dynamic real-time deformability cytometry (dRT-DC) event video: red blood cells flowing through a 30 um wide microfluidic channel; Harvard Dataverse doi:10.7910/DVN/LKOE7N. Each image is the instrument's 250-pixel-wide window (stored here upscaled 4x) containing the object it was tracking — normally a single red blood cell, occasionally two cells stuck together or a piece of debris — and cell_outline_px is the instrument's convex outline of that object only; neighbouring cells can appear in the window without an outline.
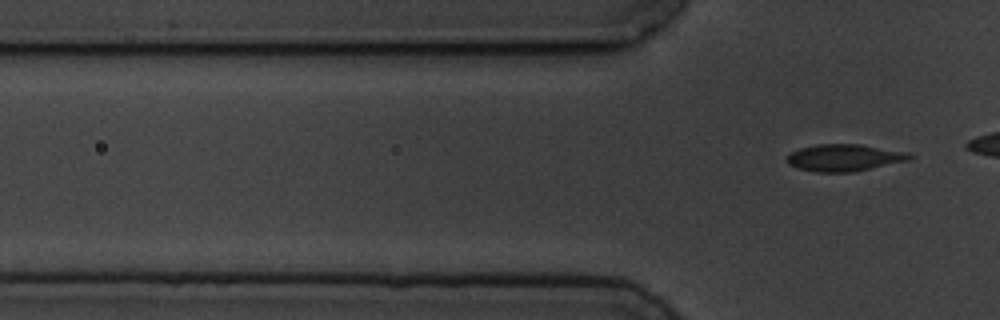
{"species": "common noctule bat (a hibernating species)", "species_latin": "Nyctalus noctula", "temperature_condition": "cold", "stored_images_in_passage": 3, "segment_of_instrument_passage": [2, 2], "camera_frame_rate_fps": 3000, "um_per_image_px": 0.085, "animal": {"sex": "male", "body_mass_g": 19.5, "forearm_length_mm": 54.6}, "frame": {"image": 1, "passage_image": 3, "time_ms": 3.667, "image_size_px": [1000, 320], "cell_outline_px": [[912, 160], [852, 172], [816, 172], [800, 168], [788, 164], [784, 160], [792, 152], [800, 148], [816, 144], [860, 144], [908, 152], [912, 156]], "centroid_in_image_um": [71.78, 13.4], "position_along_channel_um": 54.0, "area_um2": 19.31}}